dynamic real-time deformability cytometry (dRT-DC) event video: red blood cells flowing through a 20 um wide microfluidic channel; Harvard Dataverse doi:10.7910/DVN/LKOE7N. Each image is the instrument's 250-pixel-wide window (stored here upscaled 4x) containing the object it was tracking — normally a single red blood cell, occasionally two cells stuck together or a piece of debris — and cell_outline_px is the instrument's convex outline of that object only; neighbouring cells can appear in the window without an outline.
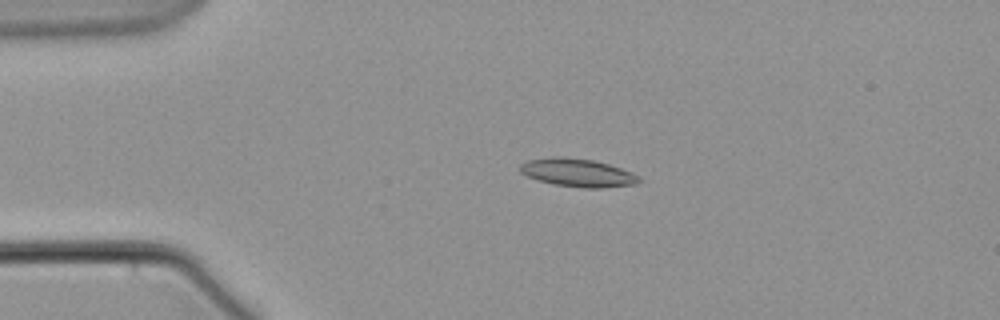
{"species": "common noctule bat (a hibernating species)", "species_latin": "Nyctalus noctula", "temperature_condition": "warm", "stored_images_in_passage": 10, "camera_frame_rate_fps": 3000, "um_per_image_px": 0.085, "animal": {"sex": "male", "body_mass_g": 21.5, "forearm_length_mm": 52.0}, "frame": {"image": 1, "passage_image": 2, "time_ms": 1.333, "image_size_px": [1000, 320], "cell_outline_px": [[640, 180], [636, 184], [604, 188], [584, 188], [552, 184], [536, 180], [520, 172], [520, 164], [528, 160], [560, 156], [592, 160], [608, 164], [632, 172], [640, 176]], "centroid_in_image_um": [49.1, 14.69], "position_along_channel_um": 35.9, "area_um2": 19.48}}
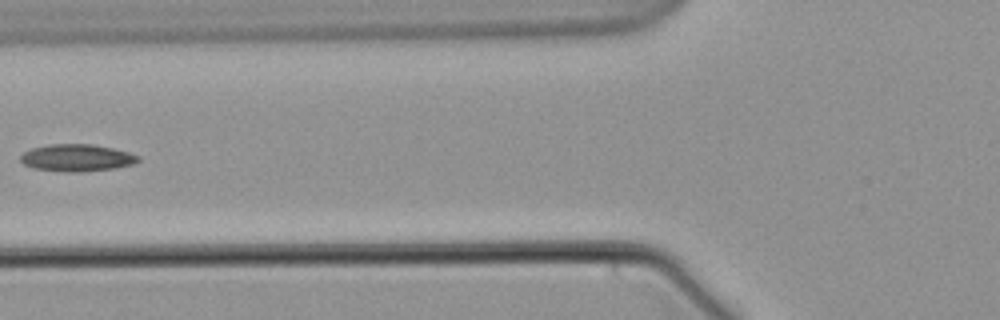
{"frame": {"image": 2, "passage_image": 5, "time_ms": 5.0, "image_size_px": [1000, 320], "cell_outline_px": [[140, 160], [132, 164], [112, 168], [80, 172], [68, 172], [32, 168], [24, 164], [20, 160], [20, 156], [24, 152], [32, 148], [48, 144], [92, 144], [112, 148], [128, 152], [140, 156]], "centroid_in_image_um": [6.51, 13.41], "position_along_channel_um": 119.3, "area_um2": 18.5}}
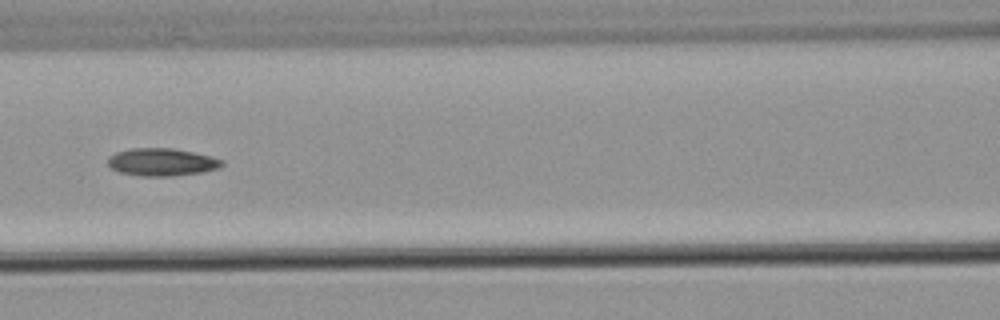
{"frame": {"image": 3, "passage_image": 6, "time_ms": 6.0, "image_size_px": [1000, 320], "cell_outline_px": [[224, 164], [220, 168], [200, 172], [172, 176], [144, 176], [120, 172], [108, 168], [108, 156], [116, 152], [132, 148], [172, 148], [192, 152], [224, 160]], "centroid_in_image_um": [13.72, 13.77], "position_along_channel_um": 152.9, "area_um2": 18.32}}